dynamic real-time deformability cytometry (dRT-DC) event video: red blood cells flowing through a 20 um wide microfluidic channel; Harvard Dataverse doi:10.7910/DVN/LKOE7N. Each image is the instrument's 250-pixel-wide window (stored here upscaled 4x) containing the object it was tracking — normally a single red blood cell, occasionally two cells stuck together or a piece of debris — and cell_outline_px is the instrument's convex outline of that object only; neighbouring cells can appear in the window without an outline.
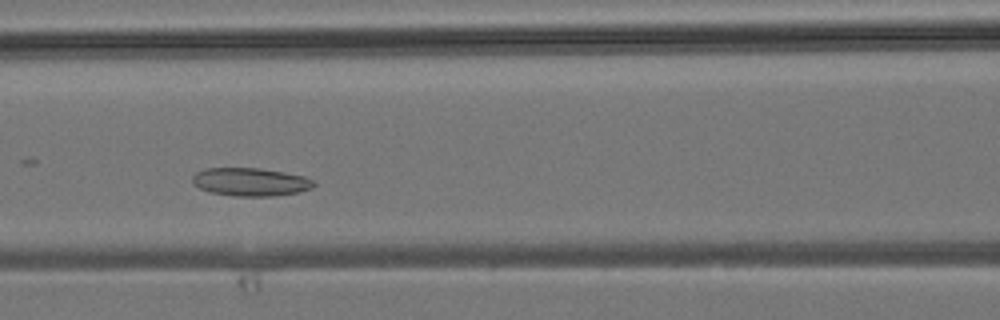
{"species": "common noctule bat (a hibernating species)", "species_latin": "Nyctalus noctula", "temperature_condition": "room temperature", "stored_images_in_passage": 30, "camera_frame_rate_fps": 3000, "um_per_image_px": 0.085, "animal": {"sex": "male", "body_mass_g": 19.2, "forearm_length_mm": 51.8}, "frame": {"image": 1, "passage_image": 7, "time_ms": 2.0, "image_size_px": [1000, 320], "cell_outline_px": [[316, 184], [312, 188], [300, 192], [272, 196], [236, 196], [212, 192], [200, 188], [192, 184], [192, 176], [196, 172], [204, 168], [260, 168], [284, 172], [304, 176], [316, 180]], "centroid_in_image_um": [21.32, 15.45], "position_along_channel_um": 145.3, "area_um2": 20.06}}
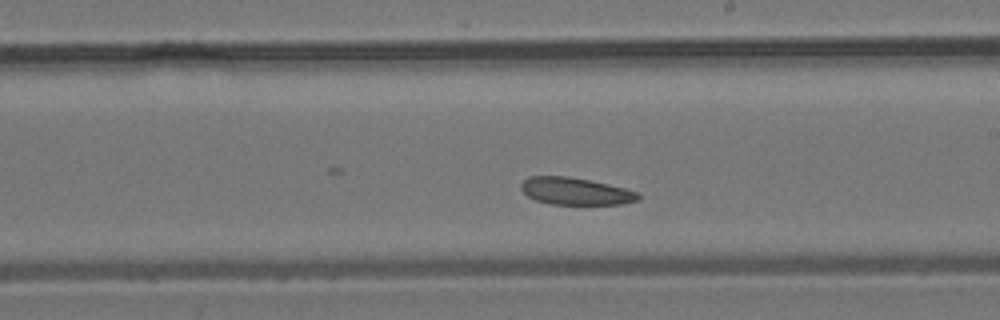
{"frame": {"image": 2, "passage_image": 13, "time_ms": 4.0, "image_size_px": [1000, 320], "cell_outline_px": [[640, 200], [624, 204], [548, 204], [536, 200], [528, 196], [520, 188], [520, 184], [528, 176], [568, 176], [608, 184], [640, 192]], "centroid_in_image_um": [48.93, 16.25], "position_along_channel_um": 240.1, "area_um2": 18.67}}
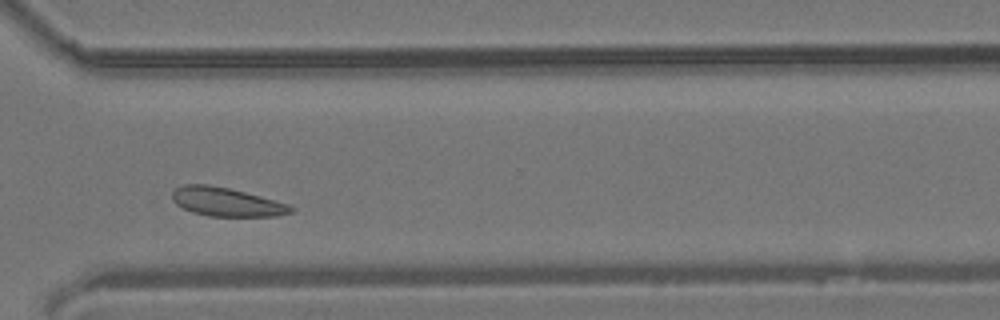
{"frame": {"image": 3, "passage_image": 20, "time_ms": 6.333, "image_size_px": [1000, 320], "cell_outline_px": [[296, 208], [292, 212], [276, 216], [208, 216], [192, 212], [176, 204], [172, 200], [172, 192], [176, 188], [184, 184], [208, 184], [228, 188], [260, 196], [288, 204]], "centroid_in_image_um": [19.23, 17.16], "position_along_channel_um": 351.4, "area_um2": 19.77}}